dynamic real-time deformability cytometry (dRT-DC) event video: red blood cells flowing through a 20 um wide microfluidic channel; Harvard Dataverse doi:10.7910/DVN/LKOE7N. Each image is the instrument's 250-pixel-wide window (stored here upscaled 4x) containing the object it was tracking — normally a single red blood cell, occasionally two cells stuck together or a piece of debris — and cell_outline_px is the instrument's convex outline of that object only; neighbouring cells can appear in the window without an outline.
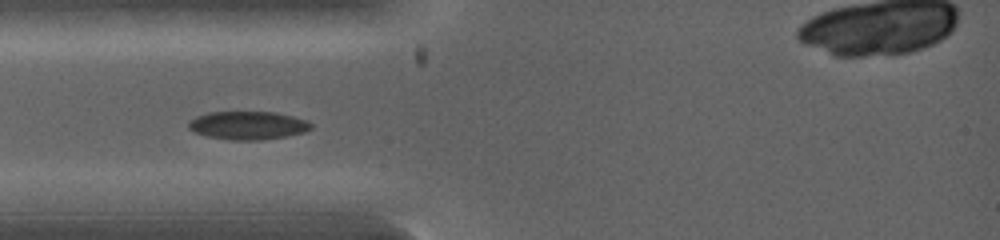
{"species": "common noctule bat (a hibernating species)", "species_latin": "Nyctalus noctula", "temperature_condition": "warm", "stored_images_in_passage": 5, "camera_frame_rate_fps": 5000, "um_per_image_px": 0.085, "animal": {"sex": "female", "body_mass_g": 19.0, "forearm_length_mm": 53.3}, "frame": {"image": 1, "passage_image": 2, "time_ms": 0.6, "image_size_px": [1000, 240], "cell_outline_px": [[312, 128], [304, 132], [284, 136], [256, 140], [232, 140], [208, 136], [196, 132], [188, 128], [188, 120], [196, 116], [208, 112], [276, 112], [292, 116], [304, 120], [312, 124]], "centroid_in_image_um": [21.03, 10.65], "position_along_channel_um": 64.0, "area_um2": 19.94}}
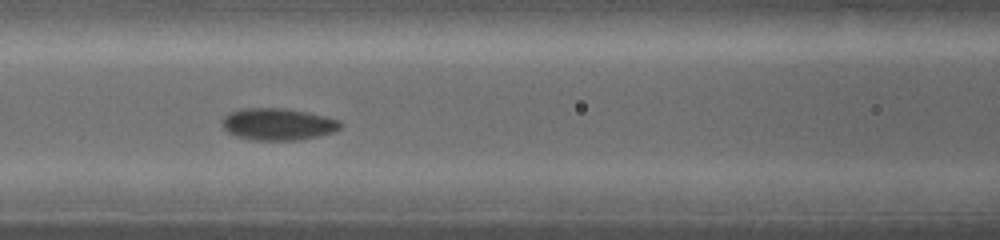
{"frame": {"image": 2, "passage_image": 4, "time_ms": 2.0, "image_size_px": [1000, 240], "cell_outline_px": [[344, 124], [340, 128], [332, 132], [316, 136], [296, 140], [252, 140], [236, 136], [228, 132], [224, 128], [224, 116], [240, 108], [284, 108], [308, 112], [340, 120]], "centroid_in_image_um": [23.64, 10.55], "position_along_channel_um": 143.0, "area_um2": 21.85}}
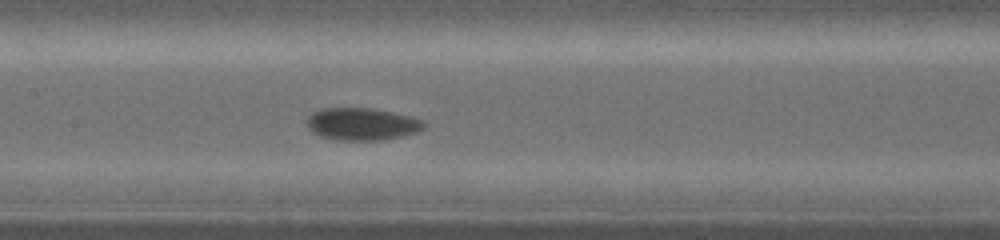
{"frame": {"image": 3, "passage_image": 5, "time_ms": 2.6, "image_size_px": [1000, 240], "cell_outline_px": [[424, 128], [416, 132], [400, 136], [380, 140], [340, 140], [324, 136], [312, 132], [308, 128], [308, 116], [312, 112], [320, 108], [372, 108], [392, 112], [424, 120]], "centroid_in_image_um": [30.75, 10.53], "position_along_channel_um": 176.6, "area_um2": 21.79}}